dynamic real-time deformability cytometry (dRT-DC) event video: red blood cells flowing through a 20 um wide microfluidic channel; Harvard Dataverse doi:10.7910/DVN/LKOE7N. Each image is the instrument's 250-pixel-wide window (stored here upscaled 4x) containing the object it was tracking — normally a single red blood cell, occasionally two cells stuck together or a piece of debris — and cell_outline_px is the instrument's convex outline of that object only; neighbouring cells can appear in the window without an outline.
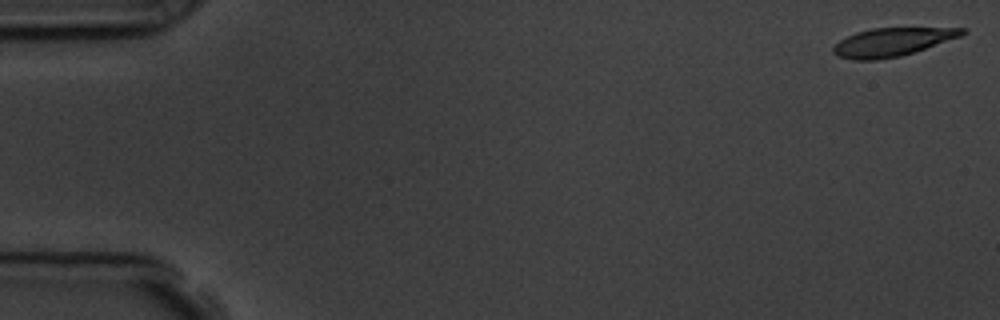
{"species": "common noctule bat (a hibernating species)", "species_latin": "Nyctalus noctula", "temperature_condition": "room temperature", "stored_images_in_passage": 57, "camera_frame_rate_fps": 3000, "um_per_image_px": 0.085, "animal": {"sex": "male", "body_mass_g": 19.5, "forearm_length_mm": 54.6}, "frame": {"image": 1, "passage_image": 1, "time_ms": 0.0, "image_size_px": [1000, 320], "cell_outline_px": [[968, 32], [960, 36], [900, 56], [876, 60], [852, 60], [836, 56], [832, 52], [832, 48], [840, 40], [856, 32], [872, 28], [968, 28]], "centroid_in_image_um": [75.79, 3.57], "position_along_channel_um": 9.2, "area_um2": 21.04}}
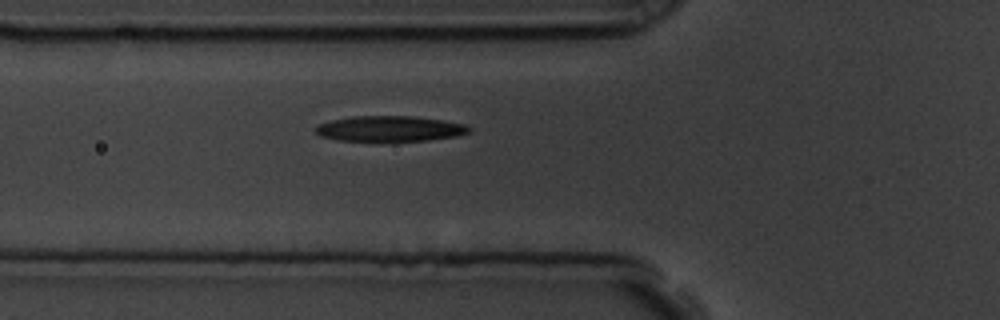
{"frame": {"image": 2, "passage_image": 20, "time_ms": 6.333, "image_size_px": [1000, 320], "cell_outline_px": [[472, 132], [456, 136], [428, 140], [336, 140], [320, 136], [316, 132], [316, 128], [320, 124], [332, 120], [352, 116], [412, 116], [444, 120], [464, 124], [472, 128]], "centroid_in_image_um": [33.18, 10.92], "position_along_channel_um": 92.6, "area_um2": 22.54}}
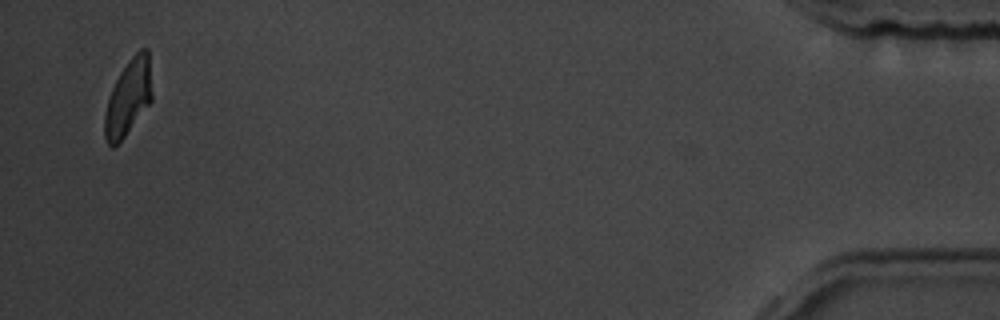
{"frame": {"image": 3, "passage_image": 55, "time_ms": 18.0, "image_size_px": [1000, 320], "cell_outline_px": [[152, 100], [124, 136], [112, 148], [108, 144], [104, 136], [104, 116], [108, 100], [112, 88], [120, 72], [132, 56], [140, 48], [148, 48], [152, 92]], "centroid_in_image_um": [10.91, 8.27], "position_along_channel_um": 424.3, "area_um2": 20.63}, "authors_computed_cell_mechanics": {"area_um2": 22.542, "velocity_mm_per_s": 3.581, "shape_relaxation_time_tau1_ms": 2.5626, "shape_relaxation_time_tau2_ms": 3.5313, "deformation_change_tau1": 0.1333, "deformation_change_tau2": 0.116}}